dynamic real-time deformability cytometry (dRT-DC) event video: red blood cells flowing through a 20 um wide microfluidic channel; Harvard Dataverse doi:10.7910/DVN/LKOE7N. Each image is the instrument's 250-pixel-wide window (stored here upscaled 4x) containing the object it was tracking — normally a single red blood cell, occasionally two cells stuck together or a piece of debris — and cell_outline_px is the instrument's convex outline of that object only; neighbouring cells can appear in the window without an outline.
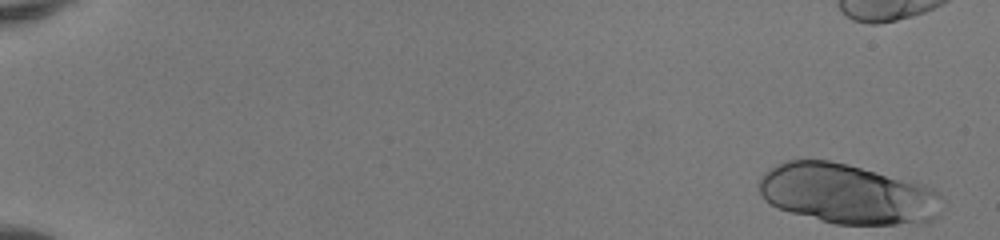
{"species": "human", "species_latin": "Homo sapiens", "temperature_condition": "room temperature", "stored_images_in_passage": 50, "camera_frame_rate_fps": 3000, "um_per_image_px": 0.085, "donor": {"sex": "female"}, "frame": {"image": 1, "passage_image": 1, "time_ms": 0.0, "image_size_px": [1000, 240], "cell_outline_px": [[944, 200], [928, 220], [896, 224], [836, 224], [820, 220], [792, 212], [780, 208], [764, 200], [756, 184], [760, 176], [764, 172], [776, 164], [784, 160], [828, 160], [848, 164], [916, 180], [928, 184], [936, 188], [944, 196]], "centroid_in_image_um": [72.02, 16.43], "position_along_channel_um": 13.0, "area_um2": 64.39}, "authors_computed_cell_mechanics": {"area_um2": 49.9392, "velocity_mm_per_s": 4.1552, "shape_relaxation_time_tau1_ms": 1.1961, "shape_relaxation_time_tau2_ms": 1.2394, "deformation_change_tau1": 0.295, "deformation_change_tau2": 0.0482}}